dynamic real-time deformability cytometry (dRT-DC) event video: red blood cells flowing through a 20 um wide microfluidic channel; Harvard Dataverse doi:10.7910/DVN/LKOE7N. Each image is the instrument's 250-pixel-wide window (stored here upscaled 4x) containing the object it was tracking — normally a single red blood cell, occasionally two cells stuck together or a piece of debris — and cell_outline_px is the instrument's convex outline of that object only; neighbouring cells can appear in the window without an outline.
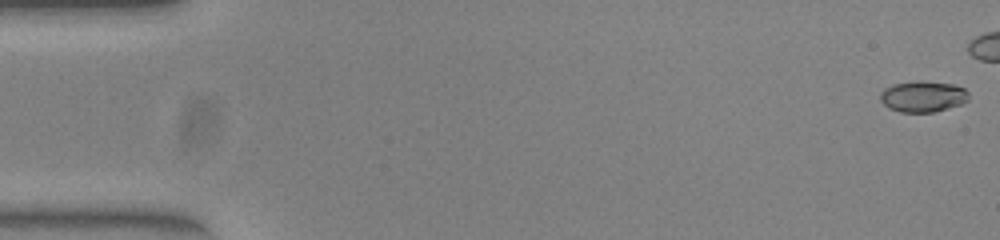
{"species": "common noctule bat (a hibernating species)", "species_latin": "Nyctalus noctula", "temperature_condition": "warm", "stored_images_in_passage": 41, "camera_frame_rate_fps": 3000, "um_per_image_px": 0.085, "animal": {"sex": "female", "body_mass_g": 23.0, "forearm_length_mm": 53.4}, "frame": {"image": 1, "passage_image": 1, "time_ms": 0.0, "image_size_px": [1000, 240], "cell_outline_px": [[968, 100], [960, 104], [948, 108], [932, 112], [900, 112], [888, 108], [880, 100], [880, 92], [884, 88], [892, 84], [916, 80], [920, 80], [952, 84], [964, 88], [968, 92]], "centroid_in_image_um": [78.41, 8.19], "position_along_channel_um": 6.6, "area_um2": 16.13}}
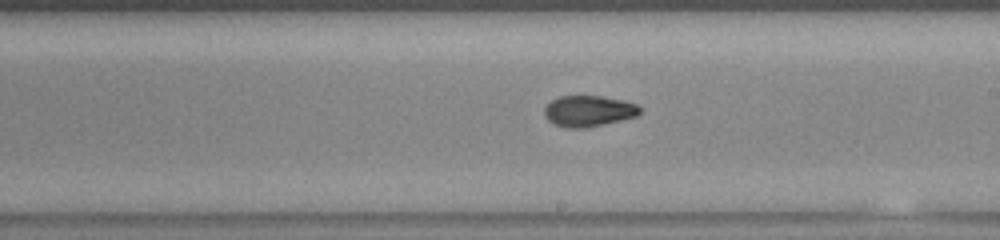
{"frame": {"image": 2, "passage_image": 30, "time_ms": 9.667, "image_size_px": [1000, 240], "cell_outline_px": [[640, 112], [636, 116], [620, 120], [584, 128], [568, 128], [552, 124], [544, 116], [544, 108], [552, 100], [560, 96], [600, 96], [624, 100], [636, 104], [640, 108]], "centroid_in_image_um": [49.99, 9.44], "position_along_channel_um": 239.0, "area_um2": 17.17}}
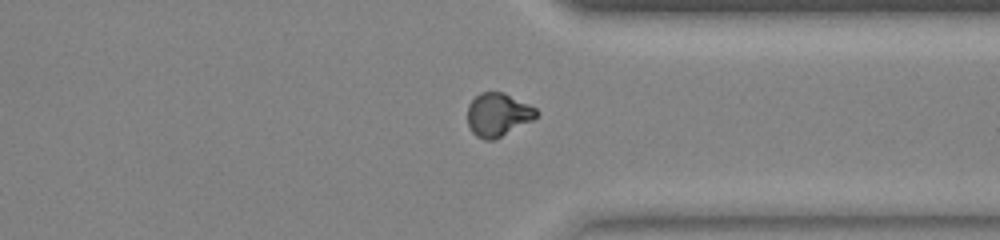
{"frame": {"image": 3, "passage_image": 40, "time_ms": 13.0, "image_size_px": [1000, 240], "cell_outline_px": [[540, 112], [532, 120], [492, 140], [484, 140], [476, 136], [472, 132], [468, 124], [468, 104], [480, 92], [504, 92], [536, 108]], "centroid_in_image_um": [42.31, 9.73], "position_along_channel_um": 369.1, "area_um2": 17.17}}